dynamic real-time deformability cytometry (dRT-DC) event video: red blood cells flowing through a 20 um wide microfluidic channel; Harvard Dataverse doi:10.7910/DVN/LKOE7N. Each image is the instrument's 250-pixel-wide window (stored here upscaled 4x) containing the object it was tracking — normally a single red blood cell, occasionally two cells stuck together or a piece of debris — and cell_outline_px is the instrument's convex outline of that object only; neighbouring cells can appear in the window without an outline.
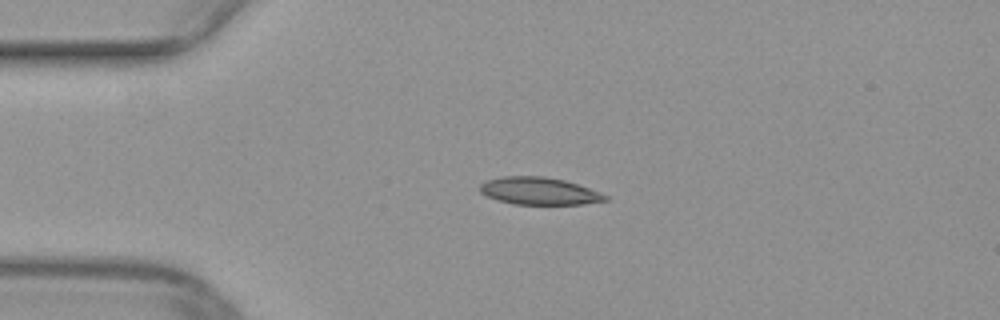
{"species": "common noctule bat (a hibernating species)", "species_latin": "Nyctalus noctula", "temperature_condition": "warm", "stored_images_in_passage": 40, "camera_frame_rate_fps": 3000, "um_per_image_px": 0.085, "animal": {"sex": "female", "body_mass_g": 29.2, "forearm_length_mm": 56.3}, "frame": {"image": 1, "passage_image": 1, "time_ms": 0.0, "image_size_px": [1000, 320], "cell_outline_px": [[608, 200], [584, 204], [512, 204], [496, 200], [480, 192], [480, 184], [488, 180], [504, 176], [544, 176], [564, 180], [600, 192], [608, 196]], "centroid_in_image_um": [45.82, 16.24], "position_along_channel_um": 39.2, "area_um2": 19.88}}
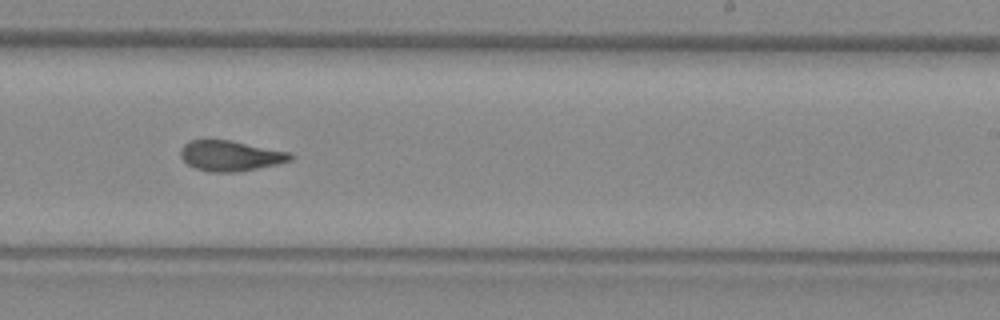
{"frame": {"image": 2, "passage_image": 20, "time_ms": 6.333, "image_size_px": [1000, 320], "cell_outline_px": [[292, 160], [276, 164], [236, 172], [212, 172], [196, 168], [188, 164], [180, 156], [180, 148], [188, 140], [232, 140], [292, 152]], "centroid_in_image_um": [19.59, 13.22], "position_along_channel_um": 269.4, "area_um2": 19.48}}
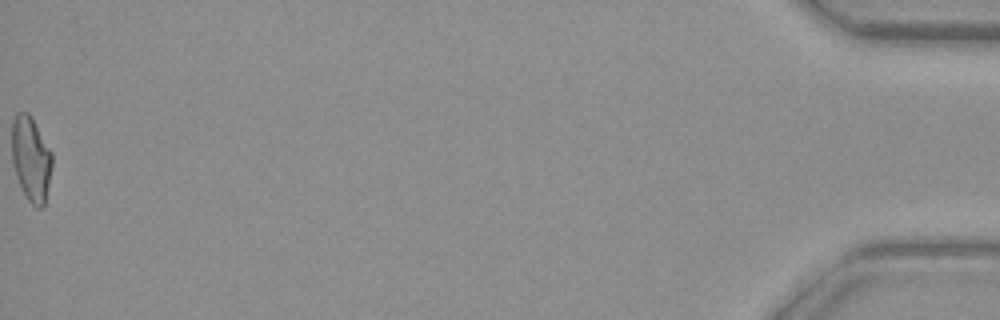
{"frame": {"image": 3, "passage_image": 40, "time_ms": 13.0, "image_size_px": [1000, 320], "cell_outline_px": [[52, 164], [44, 204], [40, 208], [36, 208], [24, 196], [16, 176], [12, 164], [12, 120], [16, 112], [28, 112], [52, 152]], "centroid_in_image_um": [2.61, 13.5], "position_along_channel_um": 432.6, "area_um2": 19.83}}